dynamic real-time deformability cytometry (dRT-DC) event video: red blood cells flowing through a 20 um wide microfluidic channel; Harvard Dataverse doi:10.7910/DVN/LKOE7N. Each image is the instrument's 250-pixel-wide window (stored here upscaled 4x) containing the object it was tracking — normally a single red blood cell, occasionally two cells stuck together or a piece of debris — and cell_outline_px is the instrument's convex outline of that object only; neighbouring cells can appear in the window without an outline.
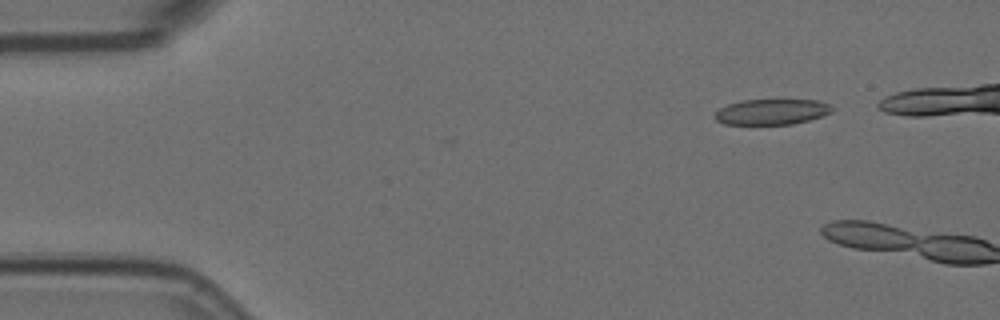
{"species": "Egyptian fruit bat (a non-hibernating species)", "species_latin": "Rousettus aegyptiacus", "temperature_condition": "room temperature", "stored_images_in_passage": 3, "camera_frame_rate_fps": 3000, "um_per_image_px": 0.085, "animal": {"sex": "female"}, "frame": {"image": 1, "passage_image": 2, "time_ms": 0.333, "image_size_px": [1000, 320], "cell_outline_px": [[836, 108], [832, 112], [824, 116], [792, 124], [724, 124], [716, 120], [712, 116], [720, 108], [728, 104], [740, 100], [820, 100], [832, 104]], "centroid_in_image_um": [65.65, 9.5], "position_along_channel_um": 19.4, "area_um2": 17.74}}